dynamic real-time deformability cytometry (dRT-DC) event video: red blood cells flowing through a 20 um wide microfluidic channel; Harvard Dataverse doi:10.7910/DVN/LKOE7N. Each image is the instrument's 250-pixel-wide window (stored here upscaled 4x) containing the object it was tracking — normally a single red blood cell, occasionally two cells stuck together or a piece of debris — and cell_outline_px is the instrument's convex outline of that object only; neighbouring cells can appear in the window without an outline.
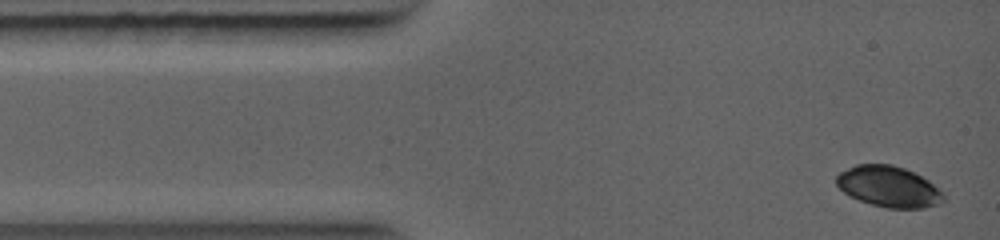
{"species": "common noctule bat (a hibernating species)", "species_latin": "Nyctalus noctula", "temperature_condition": "warm", "stored_images_in_passage": 12, "camera_frame_rate_fps": 5000, "um_per_image_px": 0.085, "animal": {"sex": "female", "body_mass_g": 19.0, "forearm_length_mm": 56.7}, "frame": {"image": 1, "passage_image": 1, "time_ms": 0.0, "image_size_px": [1000, 240], "cell_outline_px": [[944, 200], [940, 204], [924, 208], [888, 208], [872, 204], [848, 196], [836, 184], [836, 176], [840, 172], [856, 164], [892, 164], [904, 168], [928, 180], [944, 192]], "centroid_in_image_um": [75.55, 15.86], "position_along_channel_um": 9.5, "area_um2": 25.55}}
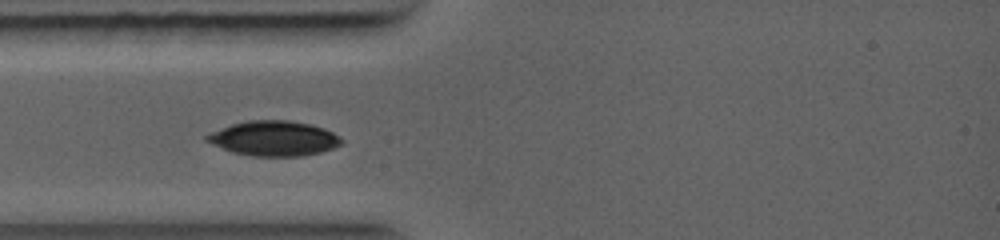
{"frame": {"image": 2, "passage_image": 8, "time_ms": 2.2, "image_size_px": [1000, 240], "cell_outline_px": [[344, 144], [320, 152], [300, 156], [252, 156], [232, 152], [212, 144], [204, 140], [204, 136], [212, 132], [232, 124], [248, 120], [292, 120], [312, 124], [324, 128], [332, 132], [344, 140]], "centroid_in_image_um": [23.3, 11.76], "position_along_channel_um": 61.7, "area_um2": 27.51}}
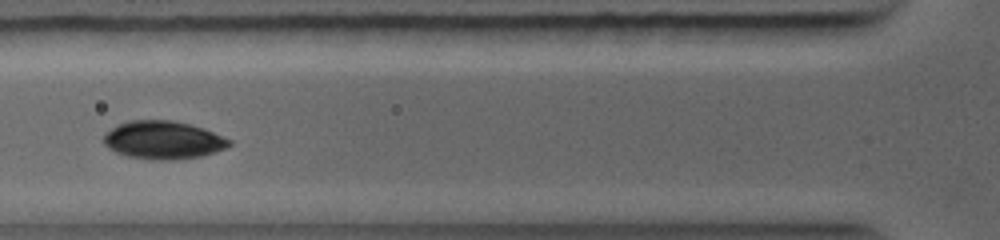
{"frame": {"image": 3, "passage_image": 11, "time_ms": 3.2, "image_size_px": [1000, 240], "cell_outline_px": [[232, 144], [224, 148], [200, 156], [172, 160], [152, 160], [128, 156], [116, 152], [108, 148], [100, 140], [116, 124], [128, 120], [172, 120], [204, 128], [232, 140]], "centroid_in_image_um": [13.83, 11.9], "position_along_channel_um": 112.0, "area_um2": 27.86}}